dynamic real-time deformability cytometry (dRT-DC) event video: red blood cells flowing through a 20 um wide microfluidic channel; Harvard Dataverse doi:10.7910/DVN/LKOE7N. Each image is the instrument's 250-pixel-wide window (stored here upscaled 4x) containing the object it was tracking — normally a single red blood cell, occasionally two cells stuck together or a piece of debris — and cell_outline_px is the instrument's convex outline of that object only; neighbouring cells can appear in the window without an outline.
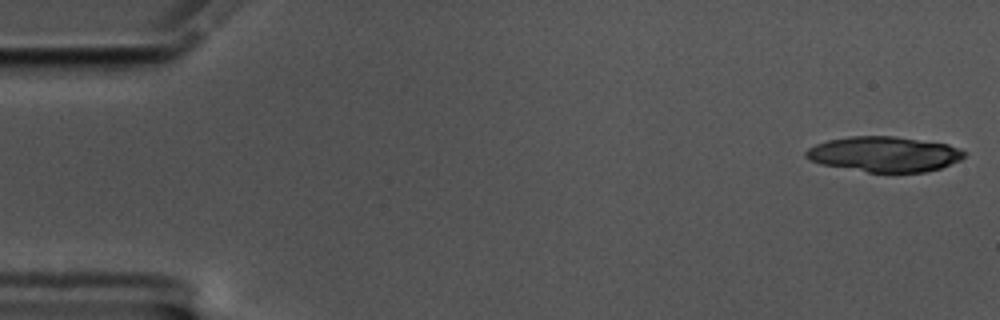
{"species": "common noctule bat (a hibernating species)", "species_latin": "Nyctalus noctula", "temperature_condition": "cold", "stored_images_in_passage": 3, "camera_frame_rate_fps": 3000, "um_per_image_px": 0.085, "animal": {"sex": "male", "body_mass_g": 17.5, "forearm_length_mm": 52.3}, "frame": {"image": 1, "passage_image": 3, "time_ms": 0.667, "image_size_px": [1000, 320], "cell_outline_px": [[960, 156], [936, 168], [916, 172], [876, 172], [868, 168], [912, 144], [944, 144], [960, 152]], "centroid_in_image_um": [77.96, 13.49], "position_along_channel_um": 7.0, "area_um2": 12.2}}